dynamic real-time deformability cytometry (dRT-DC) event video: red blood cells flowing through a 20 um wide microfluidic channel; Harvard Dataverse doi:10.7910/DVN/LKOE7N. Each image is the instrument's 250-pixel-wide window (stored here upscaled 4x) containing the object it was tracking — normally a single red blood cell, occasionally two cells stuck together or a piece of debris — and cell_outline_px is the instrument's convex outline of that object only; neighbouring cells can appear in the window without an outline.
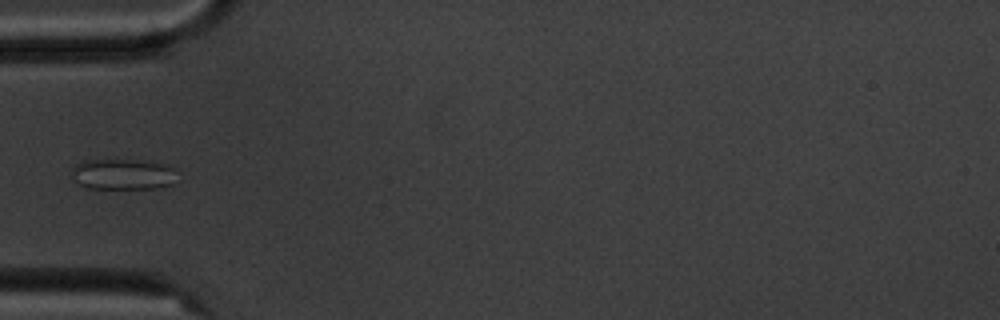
{"species": "common noctule bat (a hibernating species)", "species_latin": "Nyctalus noctula", "temperature_condition": "cold", "stored_images_in_passage": 6, "camera_frame_rate_fps": 3000, "um_per_image_px": 0.085, "animal": {"sex": "male", "body_mass_g": 20.1, "forearm_length_mm": 53.5}, "frame": {"image": 1, "passage_image": 6, "time_ms": 5.667, "image_size_px": [1000, 320], "cell_outline_px": [[172, 184], [156, 188], [88, 188], [72, 180], [72, 168], [76, 164], [84, 160], [136, 160], [164, 164], [172, 168]], "centroid_in_image_um": [10.34, 14.81], "position_along_channel_um": 74.7, "area_um2": 18.5}}